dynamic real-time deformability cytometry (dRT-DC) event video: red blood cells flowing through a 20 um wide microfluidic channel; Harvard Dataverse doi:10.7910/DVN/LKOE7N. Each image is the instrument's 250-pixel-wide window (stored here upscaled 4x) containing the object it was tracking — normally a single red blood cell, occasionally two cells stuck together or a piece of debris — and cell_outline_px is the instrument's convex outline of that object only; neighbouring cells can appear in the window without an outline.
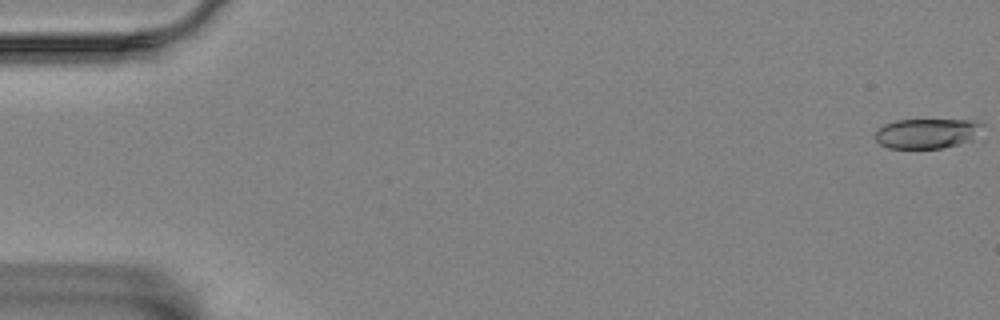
{"species": "Egyptian fruit bat (a non-hibernating species)", "species_latin": "Rousettus aegyptiacus", "temperature_condition": "room temperature", "stored_images_in_passage": 60, "camera_frame_rate_fps": 3000, "um_per_image_px": 0.085, "animal": {"sex": "female"}, "frame": {"image": 1, "passage_image": 1, "time_ms": 0.0, "image_size_px": [1000, 320], "cell_outline_px": [[980, 124], [972, 140], [944, 148], [888, 148], [880, 144], [876, 140], [876, 132], [884, 124], [896, 120], [972, 120]], "centroid_in_image_um": [78.72, 11.35], "position_along_channel_um": 6.3, "area_um2": 18.26}}
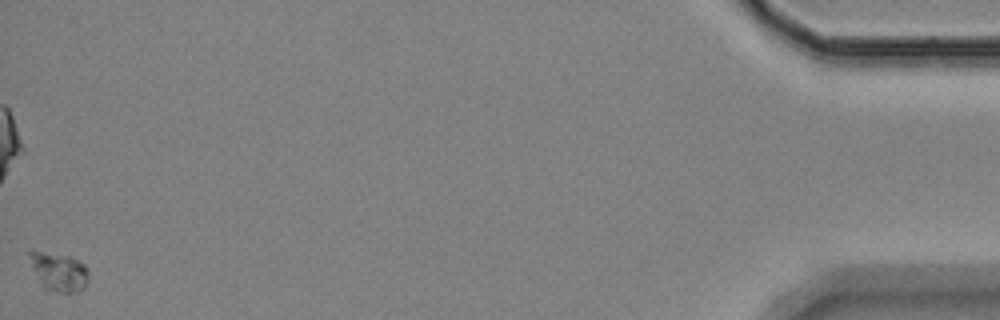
{"frame": {"image": 2, "passage_image": 60, "time_ms": 19.667, "image_size_px": [1000, 320], "cell_outline_px": [[88, 280], [84, 288], [72, 292], [60, 292], [44, 288], [40, 284], [32, 268], [28, 256], [28, 248], [32, 248], [72, 256], [84, 264], [88, 268]], "centroid_in_image_um": [4.95, 23.02], "position_along_channel_um": 430.3, "area_um2": 13.76}}